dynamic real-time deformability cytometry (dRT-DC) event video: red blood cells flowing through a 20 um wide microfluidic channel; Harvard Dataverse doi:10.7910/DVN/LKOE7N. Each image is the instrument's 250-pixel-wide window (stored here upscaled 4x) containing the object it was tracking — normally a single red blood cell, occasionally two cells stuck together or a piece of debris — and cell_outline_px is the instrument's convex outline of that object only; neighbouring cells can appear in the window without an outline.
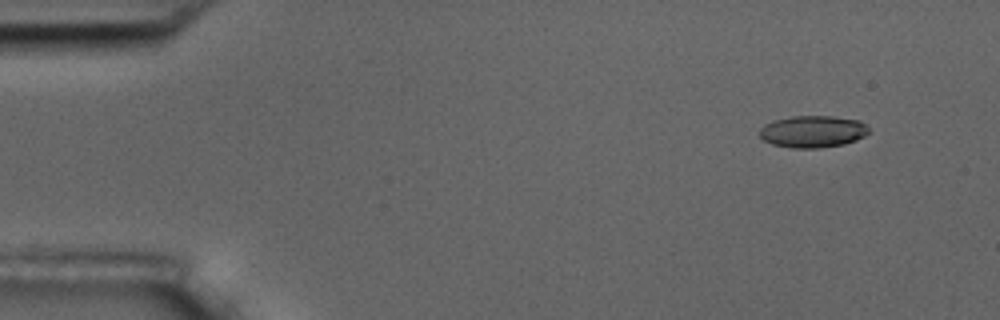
{"species": "common noctule bat (a hibernating species)", "species_latin": "Nyctalus noctula", "temperature_condition": "room temperature", "stored_images_in_passage": 4, "camera_frame_rate_fps": 3000, "um_per_image_px": 0.085, "animal": {"sex": "male", "body_mass_g": 17.5, "forearm_length_mm": 52.3}, "frame": {"image": 1, "passage_image": 1, "time_ms": 0.0, "image_size_px": [1000, 320], "cell_outline_px": [[868, 132], [864, 136], [856, 140], [844, 144], [820, 148], [792, 148], [772, 144], [764, 140], [760, 136], [760, 128], [764, 124], [772, 120], [792, 116], [832, 116], [860, 120], [868, 128]], "centroid_in_image_um": [69.06, 11.18], "position_along_channel_um": 15.9, "area_um2": 20.4}}
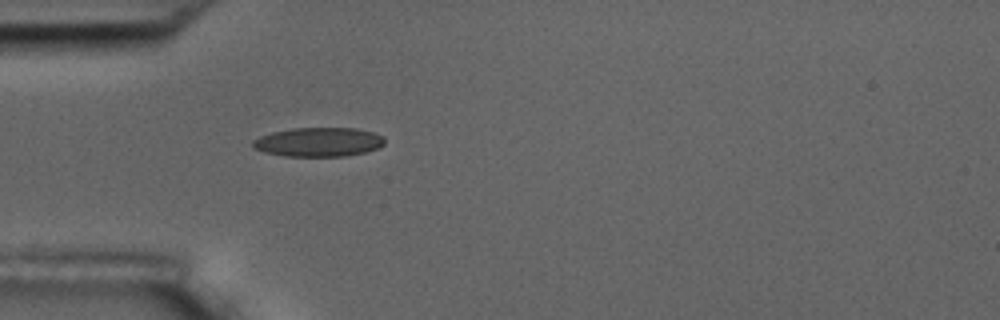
{"frame": {"image": 2, "passage_image": 4, "time_ms": 4.0, "image_size_px": [1000, 320], "cell_outline_px": [[384, 144], [376, 148], [364, 152], [348, 156], [284, 156], [264, 152], [252, 148], [252, 140], [260, 136], [272, 132], [292, 128], [356, 128], [372, 132], [384, 136]], "centroid_in_image_um": [27.05, 12.07], "position_along_channel_um": 58.0, "area_um2": 22.43}}